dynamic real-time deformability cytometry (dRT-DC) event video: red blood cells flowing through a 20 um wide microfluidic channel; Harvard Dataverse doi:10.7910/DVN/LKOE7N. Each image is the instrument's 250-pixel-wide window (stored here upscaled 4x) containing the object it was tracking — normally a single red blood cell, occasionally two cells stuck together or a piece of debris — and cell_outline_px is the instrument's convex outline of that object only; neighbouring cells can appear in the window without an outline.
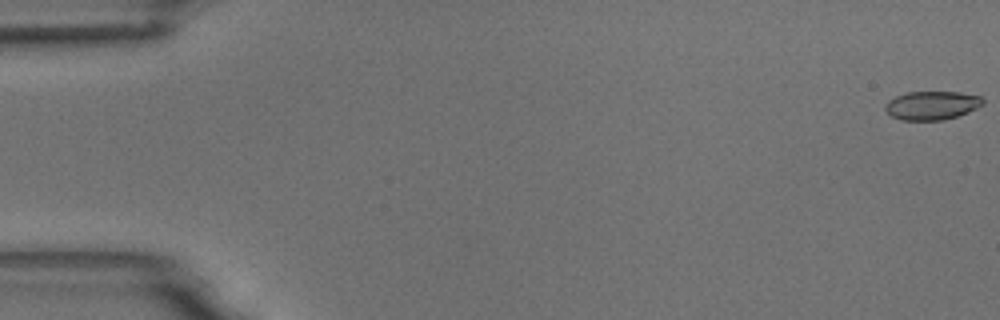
{"species": "common noctule bat (a hibernating species)", "species_latin": "Nyctalus noctula", "temperature_condition": "room temperature", "stored_images_in_passage": 55, "camera_frame_rate_fps": 3000, "um_per_image_px": 0.085, "animal": {"sex": "male", "body_mass_g": 18.8}, "frame": {"image": 1, "passage_image": 1, "time_ms": 0.0, "image_size_px": [1000, 320], "cell_outline_px": [[984, 104], [968, 112], [944, 120], [900, 120], [892, 116], [884, 108], [888, 100], [896, 96], [908, 92], [960, 92], [980, 96], [984, 100]], "centroid_in_image_um": [79.21, 8.96], "position_along_channel_um": 5.8, "area_um2": 16.24}}
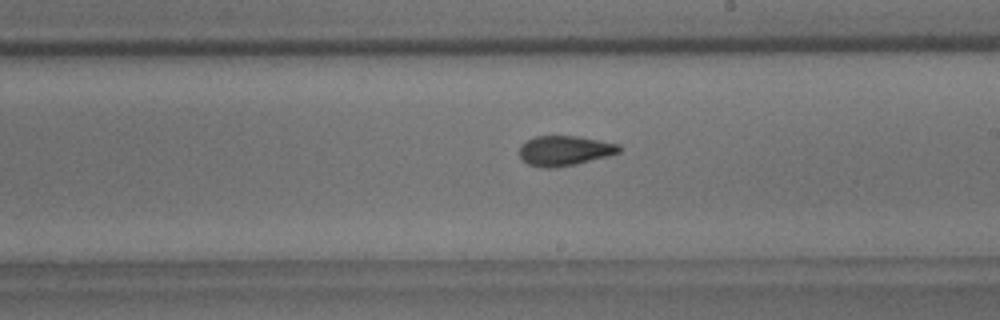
{"frame": {"image": 2, "passage_image": 32, "time_ms": 10.333, "image_size_px": [1000, 320], "cell_outline_px": [[624, 148], [620, 152], [608, 156], [576, 164], [556, 168], [544, 168], [528, 164], [520, 156], [520, 144], [536, 136], [576, 136], [600, 140], [620, 144]], "centroid_in_image_um": [48.03, 12.81], "position_along_channel_um": 241.0, "area_um2": 17.51}}
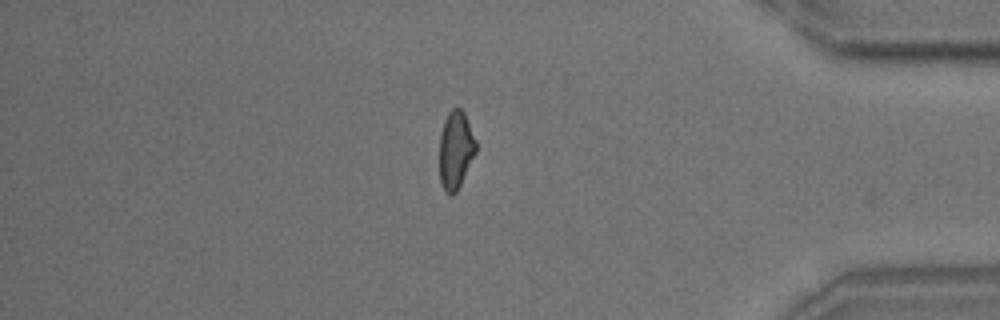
{"frame": {"image": 3, "passage_image": 47, "time_ms": 15.333, "image_size_px": [1000, 320], "cell_outline_px": [[476, 152], [456, 192], [452, 196], [444, 192], [440, 184], [440, 132], [444, 120], [448, 112], [452, 108], [460, 108], [464, 112], [476, 140]], "centroid_in_image_um": [38.72, 12.75], "position_along_channel_um": 396.5, "area_um2": 16.59}, "authors_computed_cell_mechanics": {"area_um2": 17.1088, "velocity_mm_per_s": 3.7273, "shape_relaxation_time_tau1_ms": 4.916, "shape_relaxation_time_tau2_ms": 2.2104, "deformation_change_tau1": 0.1461, "deformation_change_tau2": 0.0855}}